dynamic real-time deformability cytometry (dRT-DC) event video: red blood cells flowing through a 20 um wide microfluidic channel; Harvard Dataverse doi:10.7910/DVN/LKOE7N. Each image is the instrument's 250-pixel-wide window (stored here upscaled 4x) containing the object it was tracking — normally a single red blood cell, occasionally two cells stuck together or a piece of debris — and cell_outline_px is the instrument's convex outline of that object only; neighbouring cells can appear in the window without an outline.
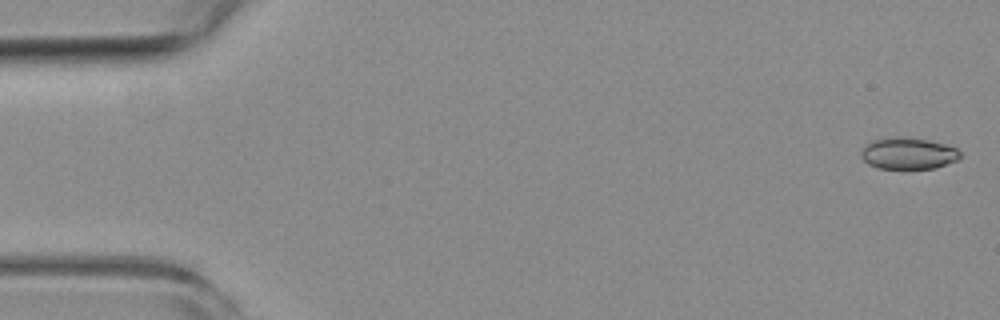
{"species": "common noctule bat (a hibernating species)", "species_latin": "Nyctalus noctula", "temperature_condition": "room temperature", "stored_images_in_passage": 4, "camera_frame_rate_fps": 3000, "um_per_image_px": 0.085, "animal": {"sex": "female", "body_mass_g": 19.3, "forearm_length_mm": 54.1}, "frame": {"image": 1, "passage_image": 1, "time_ms": 0.0, "image_size_px": [1000, 320], "cell_outline_px": [[960, 156], [956, 160], [936, 168], [908, 172], [904, 172], [876, 168], [868, 164], [860, 156], [860, 152], [864, 144], [872, 140], [896, 136], [928, 140], [944, 144], [956, 148], [960, 152]], "centroid_in_image_um": [77.13, 13.1], "position_along_channel_um": 7.9, "area_um2": 19.13}}